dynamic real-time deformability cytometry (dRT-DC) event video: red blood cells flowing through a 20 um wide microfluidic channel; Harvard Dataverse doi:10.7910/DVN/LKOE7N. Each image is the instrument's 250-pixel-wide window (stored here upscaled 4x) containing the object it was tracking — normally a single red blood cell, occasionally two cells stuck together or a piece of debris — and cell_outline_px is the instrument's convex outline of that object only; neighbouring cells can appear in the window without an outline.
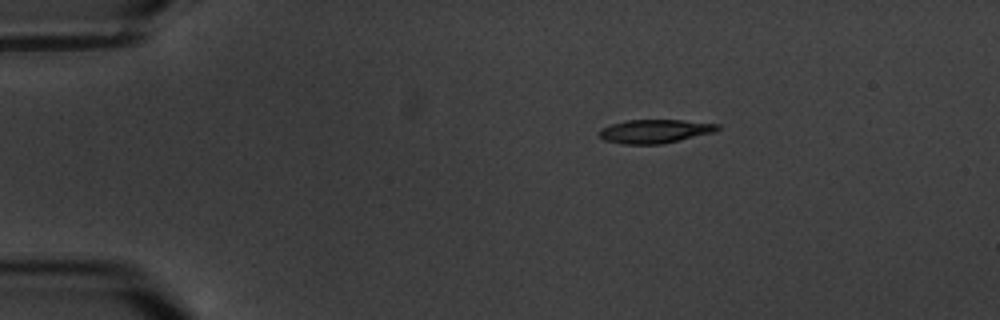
{"species": "common noctule bat (a hibernating species)", "species_latin": "Nyctalus noctula", "temperature_condition": "warm", "stored_images_in_passage": 3, "camera_frame_rate_fps": 3000, "um_per_image_px": 0.085, "animal": {"sex": "male", "body_mass_g": 20.1, "forearm_length_mm": 53.5}, "frame": {"image": 1, "passage_image": 1, "time_ms": 0.0, "image_size_px": [1000, 320], "cell_outline_px": [[720, 128], [716, 132], [680, 140], [660, 144], [624, 144], [604, 140], [600, 136], [600, 128], [612, 124], [628, 120], [680, 120], [720, 124]], "centroid_in_image_um": [55.7, 11.16], "position_along_channel_um": 29.3, "area_um2": 16.24}}